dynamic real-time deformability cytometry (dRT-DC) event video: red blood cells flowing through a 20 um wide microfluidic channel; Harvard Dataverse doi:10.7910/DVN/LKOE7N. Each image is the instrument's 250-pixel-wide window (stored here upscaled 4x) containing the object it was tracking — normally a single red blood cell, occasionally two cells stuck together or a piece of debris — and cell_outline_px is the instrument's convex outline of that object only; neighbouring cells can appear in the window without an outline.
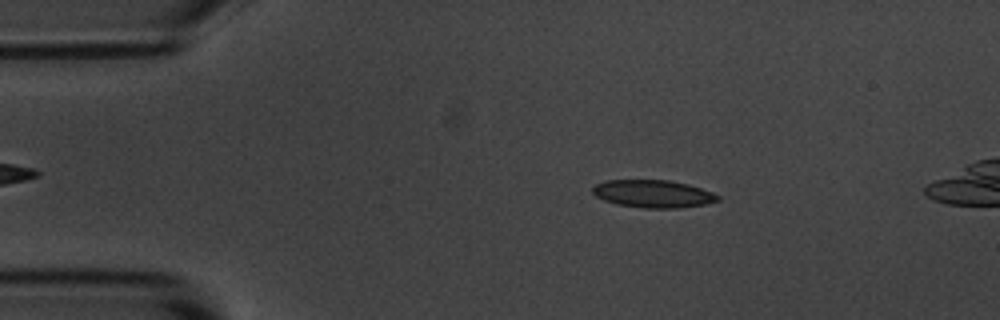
{"species": "common noctule bat (a hibernating species)", "species_latin": "Nyctalus noctula", "temperature_condition": "room temperature", "stored_images_in_passage": 46, "camera_frame_rate_fps": 3000, "um_per_image_px": 0.085, "animal": {"sex": "male", "body_mass_g": 20.1, "forearm_length_mm": 53.5}, "frame": {"image": 1, "passage_image": 9, "time_ms": 2.667, "image_size_px": [1000, 320], "cell_outline_px": [[720, 200], [704, 204], [680, 208], [644, 208], [616, 204], [604, 200], [596, 196], [592, 192], [592, 188], [596, 184], [604, 180], [668, 180], [688, 184], [712, 192], [720, 196]], "centroid_in_image_um": [55.5, 16.47], "position_along_channel_um": 29.5, "area_um2": 20.17}}
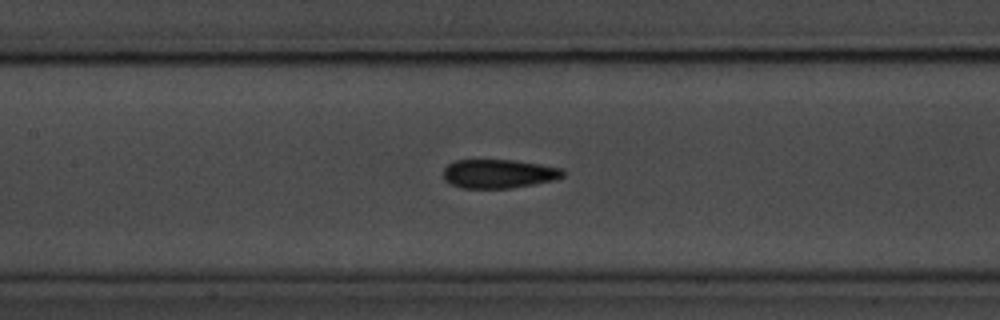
{"frame": {"image": 2, "passage_image": 24, "time_ms": 7.667, "image_size_px": [1000, 320], "cell_outline_px": [[564, 176], [556, 180], [512, 188], [460, 188], [448, 184], [444, 180], [444, 168], [448, 164], [456, 160], [512, 160], [540, 164], [564, 168]], "centroid_in_image_um": [42.39, 14.77], "position_along_channel_um": 165.0, "area_um2": 20.35}}
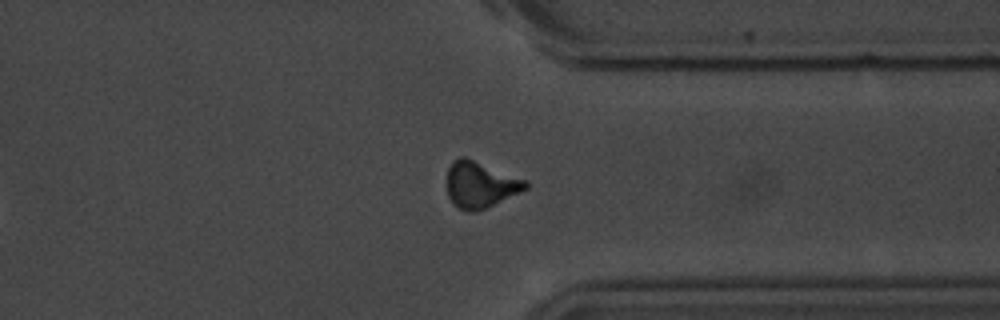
{"frame": {"image": 3, "passage_image": 41, "time_ms": 13.333, "image_size_px": [1000, 320], "cell_outline_px": [[528, 188], [520, 192], [476, 212], [468, 212], [452, 204], [448, 196], [448, 168], [452, 160], [460, 156], [464, 156], [528, 180]], "centroid_in_image_um": [40.82, 15.68], "position_along_channel_um": 370.6, "area_um2": 21.21}, "authors_computed_cell_mechanics": {"area_um2": 20.2878, "velocity_mm_per_s": 3.669, "shape_relaxation_time_tau1_ms": 4.9612, "shape_relaxation_time_tau2_ms": 2.6699, "deformation_change_tau1": 0.1502, "deformation_change_tau2": 0.0836}}